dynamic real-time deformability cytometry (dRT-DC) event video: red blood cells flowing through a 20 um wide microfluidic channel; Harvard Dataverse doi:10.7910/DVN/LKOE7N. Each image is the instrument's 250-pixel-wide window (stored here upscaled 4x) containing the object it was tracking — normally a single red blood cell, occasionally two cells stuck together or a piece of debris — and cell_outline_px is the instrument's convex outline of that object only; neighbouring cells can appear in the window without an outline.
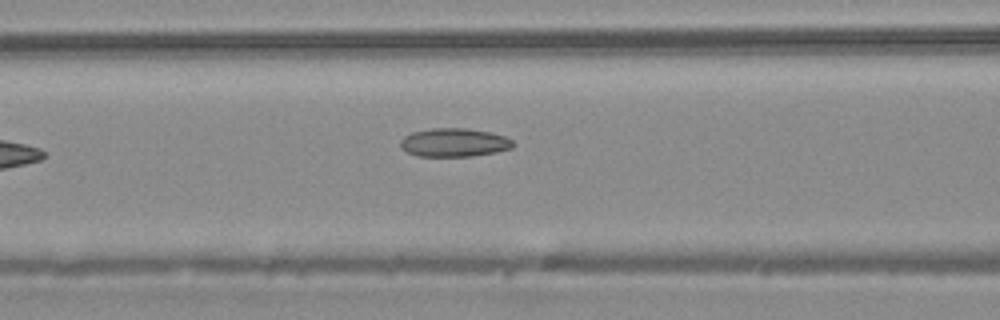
{"species": "common noctule bat (a hibernating species)", "species_latin": "Nyctalus noctula", "temperature_condition": "warm", "stored_images_in_passage": 6, "camera_frame_rate_fps": 3000, "um_per_image_px": 0.085, "animal": {"sex": "male", "body_mass_g": 20.4}, "frame": {"image": 1, "passage_image": 6, "time_ms": 1.667, "image_size_px": [1000, 320], "cell_outline_px": [[516, 144], [512, 148], [496, 152], [472, 156], [416, 156], [408, 152], [400, 144], [400, 140], [404, 136], [412, 132], [432, 128], [468, 128], [488, 132], [504, 136], [512, 140]], "centroid_in_image_um": [38.62, 12.11], "position_along_channel_um": 128.0, "area_um2": 18.67}}